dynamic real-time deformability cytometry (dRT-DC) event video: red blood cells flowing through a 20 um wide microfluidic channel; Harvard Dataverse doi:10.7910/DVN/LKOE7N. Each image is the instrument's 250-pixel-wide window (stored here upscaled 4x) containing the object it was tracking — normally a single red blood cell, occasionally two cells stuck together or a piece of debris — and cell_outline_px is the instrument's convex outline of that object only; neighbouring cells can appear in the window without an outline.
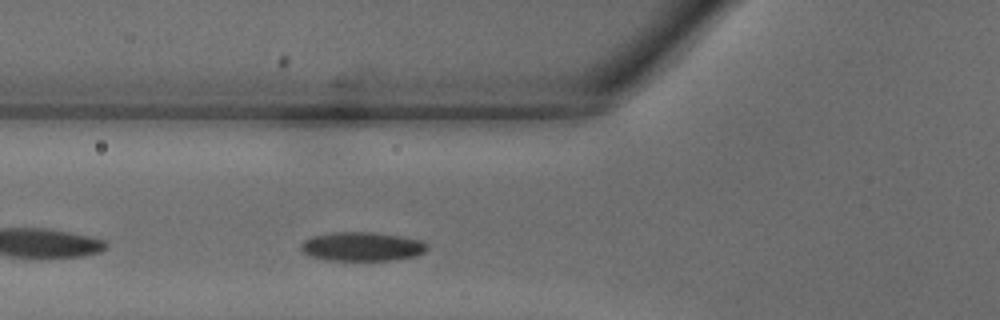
{"species": "common noctule bat (a hibernating species)", "species_latin": "Nyctalus noctula", "temperature_condition": "warm", "stored_images_in_passage": 22, "camera_frame_rate_fps": 3000, "um_per_image_px": 0.085, "animal": {"sex": "male", "body_mass_g": 18.8}, "frame": {"image": 1, "passage_image": 4, "time_ms": 1.0, "image_size_px": [1000, 320], "cell_outline_px": [[428, 248], [424, 252], [416, 256], [392, 260], [324, 260], [308, 256], [300, 248], [300, 244], [304, 240], [312, 236], [332, 232], [372, 232], [400, 236], [420, 240], [428, 244]], "centroid_in_image_um": [30.75, 20.96], "position_along_channel_um": 95.1, "area_um2": 21.44}}
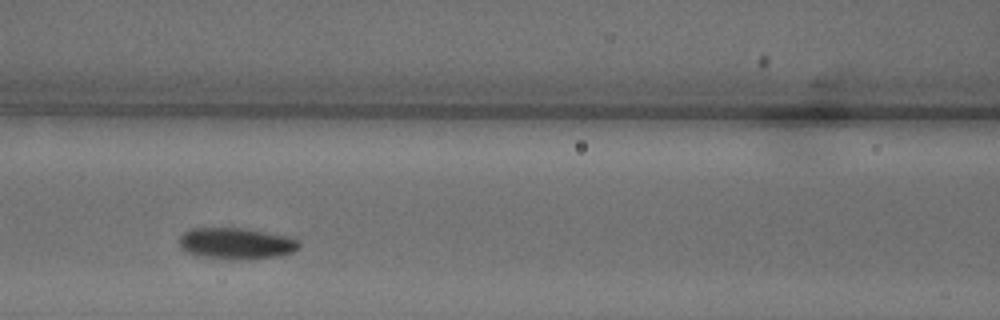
{"frame": {"image": 2, "passage_image": 7, "time_ms": 2.0, "image_size_px": [1000, 320], "cell_outline_px": [[300, 244], [292, 252], [280, 256], [248, 260], [240, 260], [200, 256], [188, 252], [180, 248], [180, 236], [184, 232], [192, 228], [244, 228], [292, 236], [300, 240]], "centroid_in_image_um": [20.13, 20.69], "position_along_channel_um": 146.5, "area_um2": 22.14}}
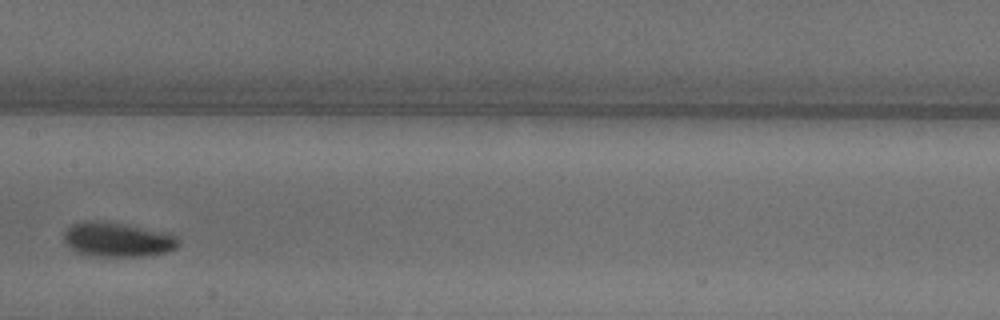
{"frame": {"image": 3, "passage_image": 10, "time_ms": 3.0, "image_size_px": [1000, 320], "cell_outline_px": [[180, 244], [176, 248], [168, 252], [140, 256], [92, 256], [76, 252], [64, 240], [64, 232], [72, 224], [96, 220], [120, 224], [176, 236], [180, 240]], "centroid_in_image_um": [9.96, 20.39], "position_along_channel_um": 197.4, "area_um2": 22.31}}